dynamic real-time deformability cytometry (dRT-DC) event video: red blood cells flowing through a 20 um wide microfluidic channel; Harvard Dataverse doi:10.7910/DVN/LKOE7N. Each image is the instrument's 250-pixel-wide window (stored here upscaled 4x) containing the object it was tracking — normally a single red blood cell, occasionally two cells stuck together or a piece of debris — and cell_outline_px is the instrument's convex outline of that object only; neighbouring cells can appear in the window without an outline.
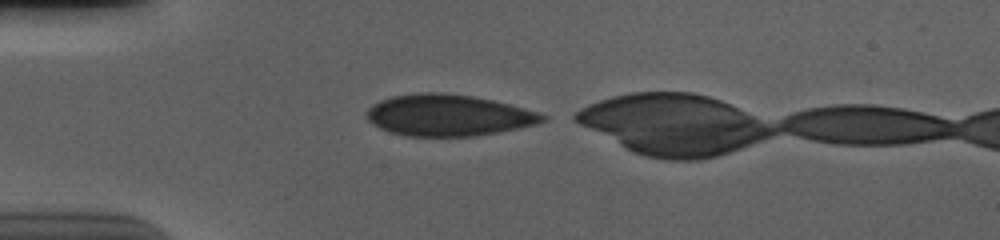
{"species": "human", "species_latin": "Homo sapiens", "temperature_condition": "cold", "stored_images_in_passage": 35, "camera_frame_rate_fps": 3000, "um_per_image_px": 0.085, "donor": {"sex": "male"}, "frame": {"image": 1, "passage_image": 1, "time_ms": 0.0, "image_size_px": [1000, 240], "cell_outline_px": [[548, 120], [536, 124], [520, 128], [476, 136], [404, 136], [380, 128], [372, 124], [368, 120], [368, 108], [372, 104], [380, 100], [392, 96], [424, 92], [436, 92], [472, 96], [492, 100], [540, 112], [548, 116]], "centroid_in_image_um": [38.14, 9.8], "position_along_channel_um": 46.9, "area_um2": 42.43}}
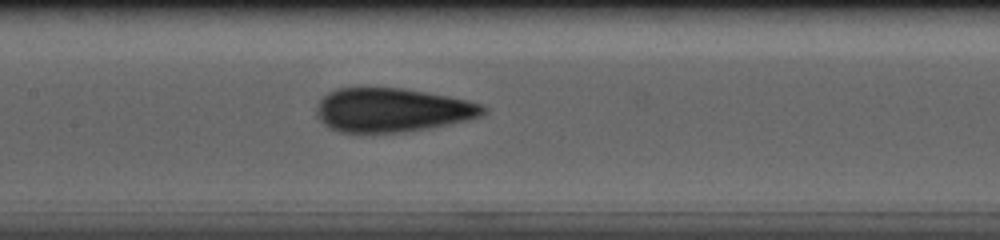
{"frame": {"image": 2, "passage_image": 13, "time_ms": 4.0, "image_size_px": [1000, 240], "cell_outline_px": [[484, 112], [480, 116], [468, 120], [428, 128], [404, 132], [360, 136], [340, 132], [328, 128], [316, 116], [316, 108], [320, 100], [328, 92], [336, 88], [400, 88], [424, 92], [464, 100], [480, 104], [484, 108]], "centroid_in_image_um": [33.21, 9.4], "position_along_channel_um": 174.2, "area_um2": 43.06}}
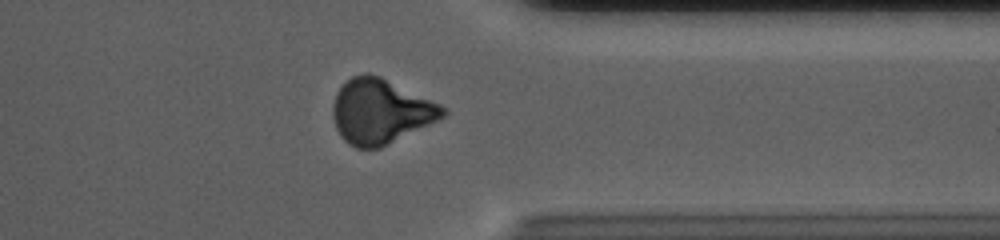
{"frame": {"image": 3, "passage_image": 30, "time_ms": 9.667, "image_size_px": [1000, 240], "cell_outline_px": [[448, 112], [444, 116], [380, 148], [356, 148], [348, 144], [340, 136], [336, 128], [332, 116], [332, 104], [336, 92], [352, 76], [364, 72], [368, 72], [380, 76], [440, 104], [448, 108]], "centroid_in_image_um": [32.3, 9.46], "position_along_channel_um": 379.1, "area_um2": 41.27}, "authors_computed_cell_mechanics": {"area_um2": 42.7142, "velocity_mm_per_s": 3.7107, "shape_relaxation_time_tau1_ms": 4.7449, "shape_relaxation_time_tau2_ms": 1.3334, "deformation_change_tau1": 0.0944, "deformation_change_tau2": 0.0492}}